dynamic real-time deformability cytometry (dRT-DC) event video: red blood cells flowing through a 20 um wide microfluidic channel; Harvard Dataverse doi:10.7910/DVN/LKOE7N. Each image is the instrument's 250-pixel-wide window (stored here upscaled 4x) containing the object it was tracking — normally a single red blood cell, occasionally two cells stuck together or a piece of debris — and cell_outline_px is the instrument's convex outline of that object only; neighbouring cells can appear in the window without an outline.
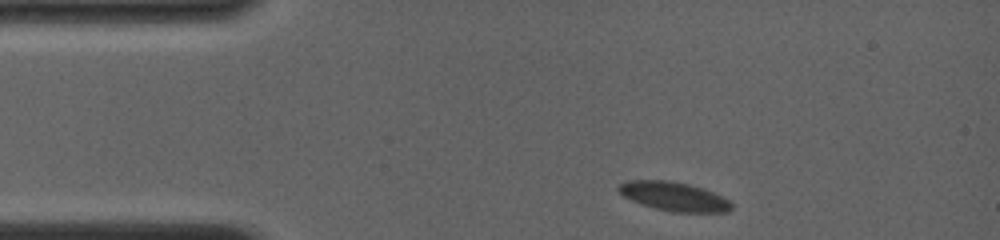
{"species": "common noctule bat (a hibernating species)", "species_latin": "Nyctalus noctula", "temperature_condition": "room temperature", "stored_images_in_passage": 3, "camera_frame_rate_fps": 4000, "um_per_image_px": 0.085, "animal": {"sex": "female", "body_mass_g": 19.0, "forearm_length_mm": 56.7}, "frame": {"image": 1, "passage_image": 1, "time_ms": 0.0, "image_size_px": [1000, 240], "cell_outline_px": [[732, 208], [728, 212], [672, 212], [640, 204], [624, 196], [616, 188], [620, 184], [628, 180], [668, 180], [688, 184], [704, 188], [728, 200], [732, 204]], "centroid_in_image_um": [57.27, 16.69], "position_along_channel_um": 27.7, "area_um2": 18.96}}
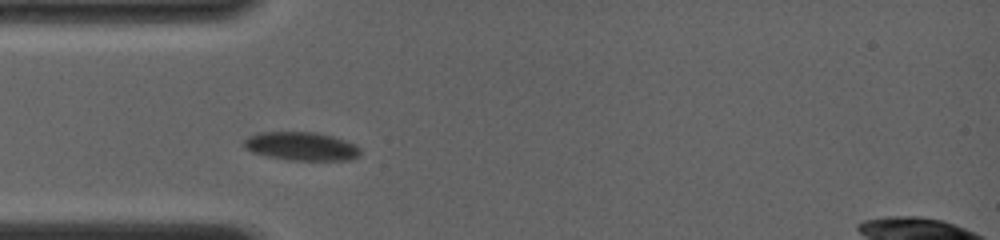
{"frame": {"image": 2, "passage_image": 3, "time_ms": 2.25, "image_size_px": [1000, 240], "cell_outline_px": [[360, 156], [348, 160], [292, 160], [268, 156], [252, 152], [244, 148], [244, 140], [248, 136], [260, 132], [316, 132], [332, 136], [356, 144], [360, 148]], "centroid_in_image_um": [25.62, 12.43], "position_along_channel_um": 59.4, "area_um2": 19.31}}